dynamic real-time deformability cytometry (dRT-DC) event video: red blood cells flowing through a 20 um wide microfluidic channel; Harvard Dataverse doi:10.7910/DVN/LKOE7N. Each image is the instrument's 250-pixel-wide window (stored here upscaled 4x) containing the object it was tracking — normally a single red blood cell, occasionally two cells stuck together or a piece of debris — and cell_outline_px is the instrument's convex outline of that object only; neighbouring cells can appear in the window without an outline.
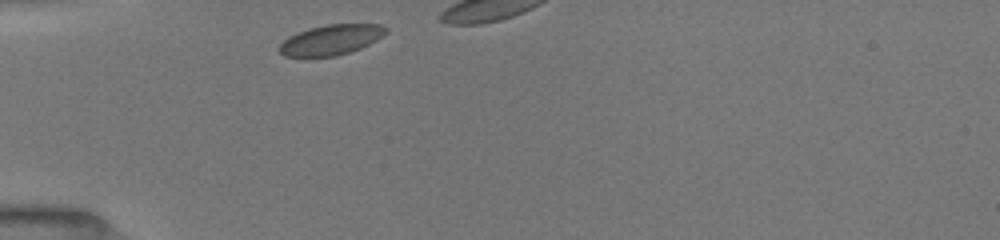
{"species": "common noctule bat (a hibernating species)", "species_latin": "Nyctalus noctula", "temperature_condition": "room temperature", "stored_images_in_passage": 6, "camera_frame_rate_fps": 3000, "um_per_image_px": 0.085, "animal": {"sex": "female", "body_mass_g": 19.5, "forearm_length_mm": 54.1}, "frame": {"image": 1, "passage_image": 1, "time_ms": 0.0, "image_size_px": [1000, 240], "cell_outline_px": [[388, 32], [376, 40], [360, 48], [336, 56], [284, 56], [276, 48], [288, 36], [308, 28], [328, 24], [380, 24], [388, 28]], "centroid_in_image_um": [28.12, 3.37], "position_along_channel_um": 56.9, "area_um2": 18.73}}
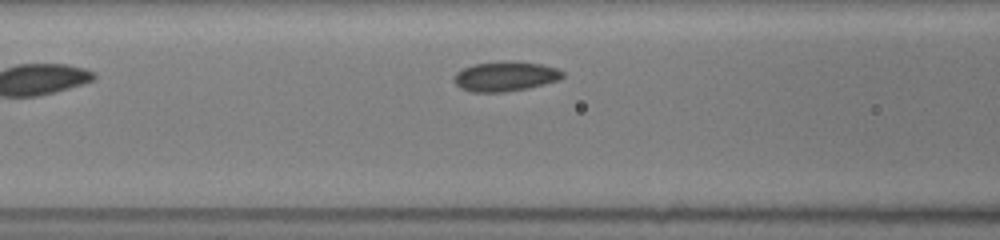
{"frame": {"image": 2, "passage_image": 6, "time_ms": 3.0, "image_size_px": [1000, 240], "cell_outline_px": [[564, 76], [560, 80], [528, 88], [504, 92], [472, 92], [460, 88], [452, 80], [452, 76], [456, 72], [472, 64], [500, 60], [512, 60], [540, 64], [556, 68], [564, 72]], "centroid_in_image_um": [42.92, 6.47], "position_along_channel_um": 123.7, "area_um2": 19.25}}